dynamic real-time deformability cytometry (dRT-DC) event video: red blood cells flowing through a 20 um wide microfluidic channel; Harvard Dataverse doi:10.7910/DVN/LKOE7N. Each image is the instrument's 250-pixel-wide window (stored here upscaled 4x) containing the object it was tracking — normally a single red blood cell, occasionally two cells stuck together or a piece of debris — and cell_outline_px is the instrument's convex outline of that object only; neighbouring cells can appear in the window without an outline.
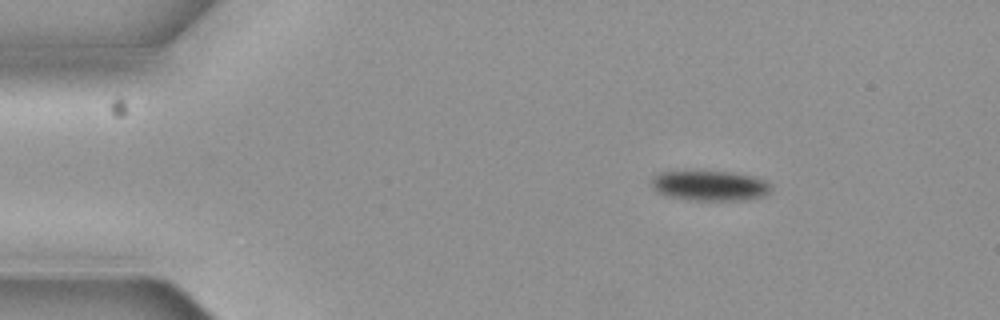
{"species": "common noctule bat (a hibernating species)", "species_latin": "Nyctalus noctula", "temperature_condition": "cold", "stored_images_in_passage": 4, "camera_frame_rate_fps": 3000, "um_per_image_px": 0.085, "animal": {"sex": "female", "body_mass_g": 19.3, "forearm_length_mm": 54.1}, "frame": {"image": 1, "passage_image": 1, "time_ms": 0.0, "image_size_px": [1000, 320], "cell_outline_px": [[768, 192], [764, 196], [744, 200], [688, 200], [664, 196], [656, 192], [652, 188], [652, 180], [660, 172], [728, 172], [748, 176], [764, 180], [768, 184]], "centroid_in_image_um": [60.26, 15.81], "position_along_channel_um": 24.7, "area_um2": 20.52}}
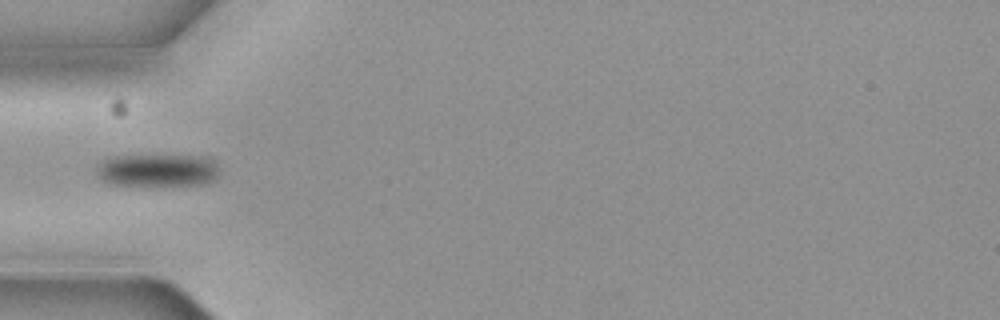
{"frame": {"image": 2, "passage_image": 4, "time_ms": 1.0, "image_size_px": [1000, 320], "cell_outline_px": [[216, 176], [208, 184], [108, 184], [100, 180], [96, 176], [96, 164], [112, 156], [192, 156], [204, 160], [212, 164], [216, 168]], "centroid_in_image_um": [13.21, 14.48], "position_along_channel_um": 71.8, "area_um2": 22.48}}